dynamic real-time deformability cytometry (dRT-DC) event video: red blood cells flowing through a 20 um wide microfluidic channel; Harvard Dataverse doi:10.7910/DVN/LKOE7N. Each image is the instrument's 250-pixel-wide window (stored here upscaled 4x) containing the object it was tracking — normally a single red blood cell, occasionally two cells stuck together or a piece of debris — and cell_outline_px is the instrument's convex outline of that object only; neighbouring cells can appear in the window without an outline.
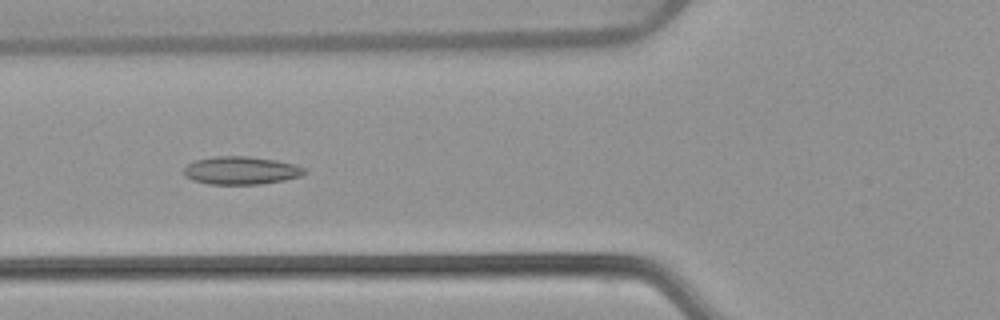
{"species": "common noctule bat (a hibernating species)", "species_latin": "Nyctalus noctula", "temperature_condition": "warm", "stored_images_in_passage": 53, "camera_frame_rate_fps": 3000, "um_per_image_px": 0.085, "animal": {"sex": "female", "body_mass_g": 22.7, "forearm_length_mm": 54.2}, "frame": {"image": 1, "passage_image": 20, "time_ms": 6.333, "image_size_px": [1000, 320], "cell_outline_px": [[308, 172], [300, 176], [284, 180], [260, 184], [208, 184], [192, 180], [184, 176], [184, 168], [188, 164], [196, 160], [212, 156], [248, 156], [276, 160], [308, 168]], "centroid_in_image_um": [20.49, 14.49], "position_along_channel_um": 105.3, "area_um2": 19.77}}
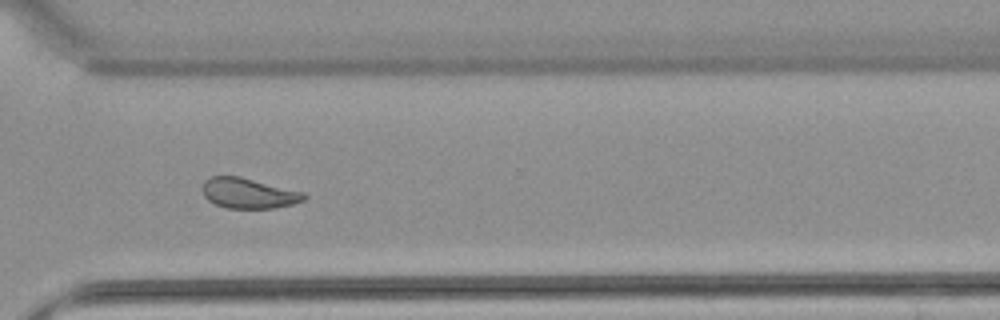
{"frame": {"image": 2, "passage_image": 39, "time_ms": 12.667, "image_size_px": [1000, 320], "cell_outline_px": [[308, 196], [304, 200], [292, 204], [272, 208], [224, 208], [208, 200], [204, 196], [200, 188], [204, 180], [208, 176], [240, 176], [304, 192]], "centroid_in_image_um": [21.08, 16.41], "position_along_channel_um": 349.5, "area_um2": 18.15}}
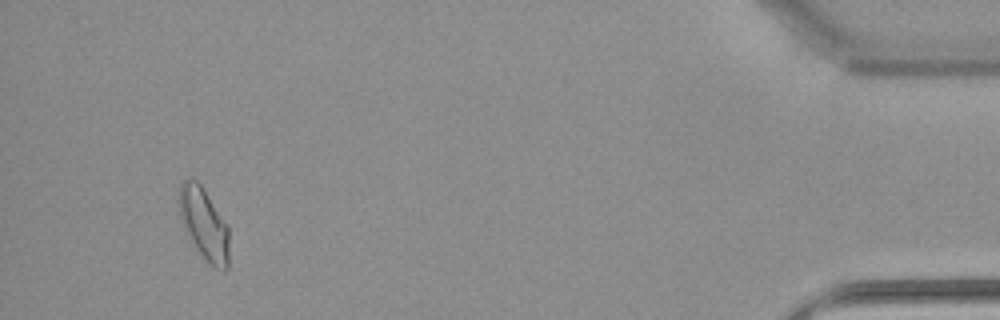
{"frame": {"image": 3, "passage_image": 50, "time_ms": 16.333, "image_size_px": [1000, 320], "cell_outline_px": [[228, 268], [224, 272], [216, 268], [196, 248], [188, 236], [180, 220], [176, 200], [180, 184], [184, 180], [196, 180], [204, 188], [228, 224]], "centroid_in_image_um": [17.31, 18.97], "position_along_channel_um": 417.9, "area_um2": 21.15}, "authors_computed_cell_mechanics": {"area_um2": 19.7676, "velocity_mm_per_s": 3.8565, "shape_relaxation_time_tau1_ms": null, "shape_relaxation_time_tau2_ms": 3.0698, "deformation_change_tau1": null, "deformation_change_tau2": 0.0807}}